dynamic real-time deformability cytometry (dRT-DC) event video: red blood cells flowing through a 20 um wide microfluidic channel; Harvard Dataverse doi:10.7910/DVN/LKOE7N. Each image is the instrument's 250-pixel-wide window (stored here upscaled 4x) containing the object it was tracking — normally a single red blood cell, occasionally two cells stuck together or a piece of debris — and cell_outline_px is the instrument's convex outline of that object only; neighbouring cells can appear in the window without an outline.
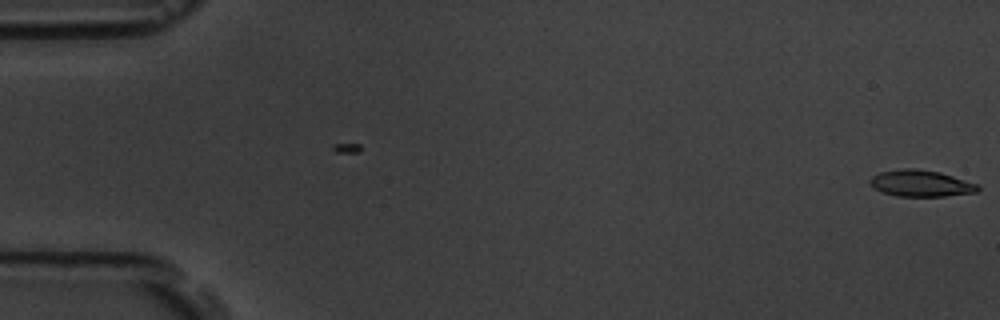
{"species": "common noctule bat (a hibernating species)", "species_latin": "Nyctalus noctula", "temperature_condition": "room temperature", "stored_images_in_passage": 5, "camera_frame_rate_fps": 3000, "um_per_image_px": 0.085, "animal": {"sex": "male", "body_mass_g": 19.5, "forearm_length_mm": 54.6}, "frame": {"image": 1, "passage_image": 1, "time_ms": 0.0, "image_size_px": [1000, 320], "cell_outline_px": [[980, 188], [976, 192], [944, 196], [896, 196], [884, 192], [876, 188], [868, 180], [872, 176], [880, 172], [904, 168], [912, 168], [940, 172], [976, 184]], "centroid_in_image_um": [78.26, 15.58], "position_along_channel_um": 6.7, "area_um2": 16.3}}
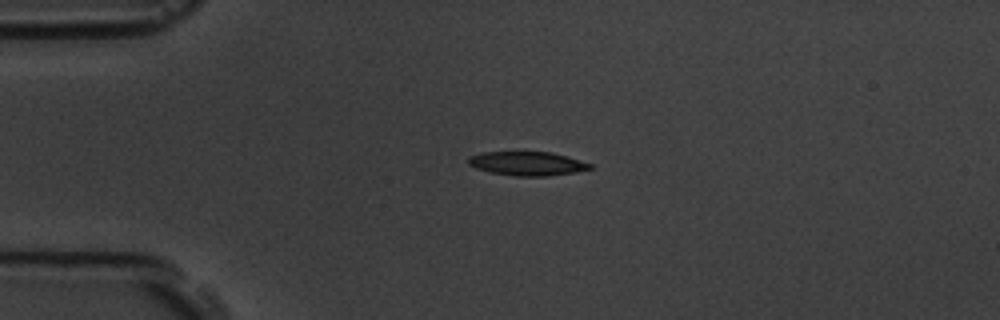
{"frame": {"image": 2, "passage_image": 4, "time_ms": 4.333, "image_size_px": [1000, 320], "cell_outline_px": [[596, 168], [576, 172], [548, 176], [516, 176], [492, 172], [476, 168], [468, 164], [468, 156], [480, 152], [552, 152], [568, 156], [592, 164]], "centroid_in_image_um": [44.86, 13.9], "position_along_channel_um": 40.1, "area_um2": 17.11}}